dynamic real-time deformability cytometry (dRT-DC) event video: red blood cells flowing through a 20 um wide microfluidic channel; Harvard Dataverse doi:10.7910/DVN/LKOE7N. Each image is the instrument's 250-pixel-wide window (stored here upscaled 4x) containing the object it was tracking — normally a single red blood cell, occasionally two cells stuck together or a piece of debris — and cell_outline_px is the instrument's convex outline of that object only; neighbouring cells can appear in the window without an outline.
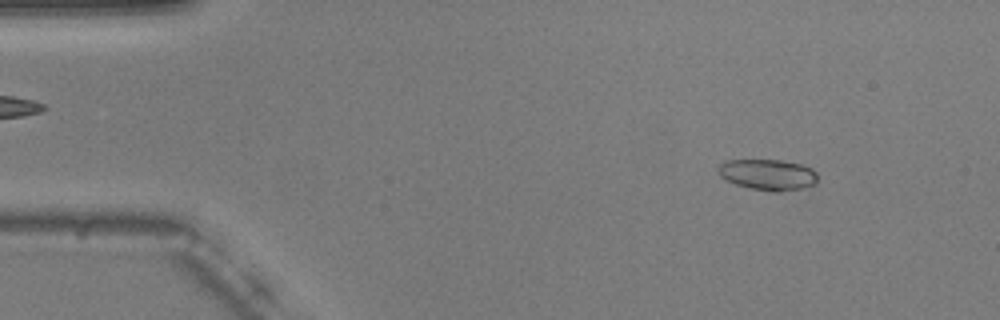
{"species": "common noctule bat (a hibernating species)", "species_latin": "Nyctalus noctula", "temperature_condition": "warm", "stored_images_in_passage": 54, "camera_frame_rate_fps": 3000, "um_per_image_px": 0.085, "animal": {"sex": "male", "body_mass_g": 20.5, "forearm_length_mm": 52.5}, "frame": {"image": 1, "passage_image": 6, "time_ms": 1.667, "image_size_px": [1000, 320], "cell_outline_px": [[816, 184], [800, 188], [780, 192], [772, 192], [752, 188], [736, 184], [720, 176], [716, 172], [716, 168], [724, 160], [780, 160], [800, 164], [812, 168], [816, 172]], "centroid_in_image_um": [65.24, 14.83], "position_along_channel_um": 19.8, "area_um2": 17.92}}
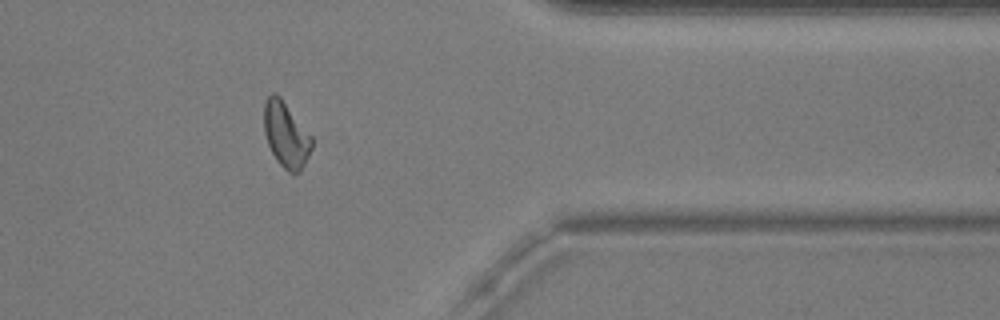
{"frame": {"image": 2, "passage_image": 44, "time_ms": 14.333, "image_size_px": [1000, 320], "cell_outline_px": [[312, 148], [300, 172], [288, 172], [276, 160], [268, 144], [264, 132], [264, 104], [268, 96], [272, 92], [276, 92], [280, 96], [312, 136]], "centroid_in_image_um": [24.3, 11.43], "position_along_channel_um": 387.1, "area_um2": 18.15}}
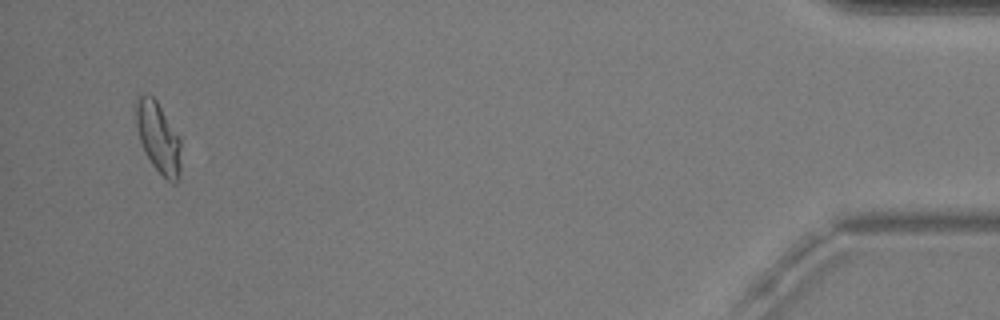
{"frame": {"image": 3, "passage_image": 52, "time_ms": 17.0, "image_size_px": [1000, 320], "cell_outline_px": [[180, 176], [176, 184], [172, 184], [152, 164], [140, 140], [136, 124], [136, 96], [144, 92], [152, 96], [156, 100], [180, 140]], "centroid_in_image_um": [13.45, 11.68], "position_along_channel_um": 421.8, "area_um2": 18.15}}